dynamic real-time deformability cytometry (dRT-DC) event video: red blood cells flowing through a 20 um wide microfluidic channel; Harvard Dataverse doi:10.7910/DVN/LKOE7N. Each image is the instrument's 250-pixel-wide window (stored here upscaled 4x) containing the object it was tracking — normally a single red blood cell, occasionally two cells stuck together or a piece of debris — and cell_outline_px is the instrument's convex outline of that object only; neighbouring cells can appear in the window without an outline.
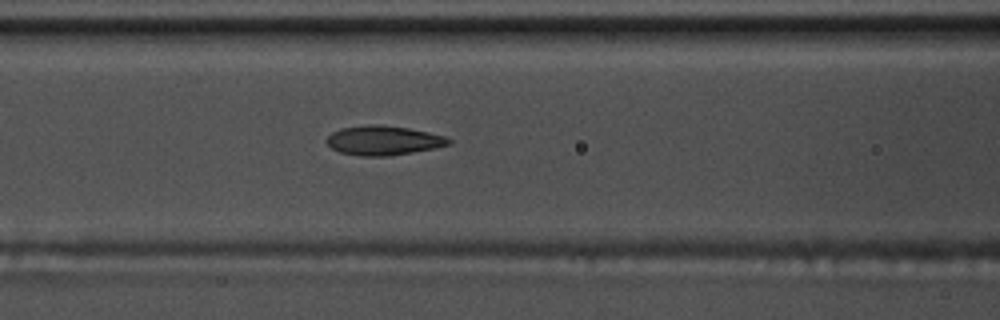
{"species": "common noctule bat (a hibernating species)", "species_latin": "Nyctalus noctula", "temperature_condition": "warm", "stored_images_in_passage": 14, "camera_frame_rate_fps": 3000, "um_per_image_px": 0.085, "animal": {"sex": "male", "body_mass_g": 17.5, "forearm_length_mm": 52.3}, "frame": {"image": 1, "passage_image": 10, "time_ms": 3.0, "image_size_px": [1000, 320], "cell_outline_px": [[452, 144], [412, 152], [388, 156], [360, 156], [340, 152], [332, 148], [324, 140], [332, 132], [340, 128], [368, 124], [376, 124], [408, 128], [428, 132], [444, 136], [452, 140]], "centroid_in_image_um": [32.56, 11.93], "position_along_channel_um": 134.0, "area_um2": 20.87}}